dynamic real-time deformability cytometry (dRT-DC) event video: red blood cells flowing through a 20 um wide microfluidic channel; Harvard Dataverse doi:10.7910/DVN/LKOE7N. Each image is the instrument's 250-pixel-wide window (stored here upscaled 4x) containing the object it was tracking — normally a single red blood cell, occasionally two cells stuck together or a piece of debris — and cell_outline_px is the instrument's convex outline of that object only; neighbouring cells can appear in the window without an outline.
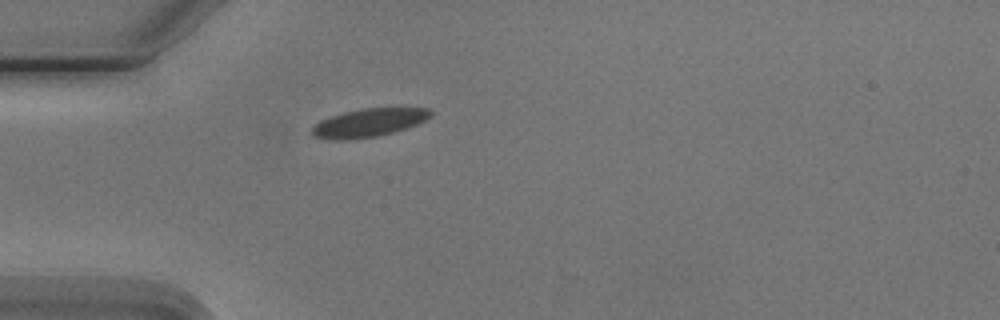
{"species": "Egyptian fruit bat (a non-hibernating species)", "species_latin": "Rousettus aegyptiacus", "temperature_condition": "cold", "stored_images_in_passage": 1, "camera_frame_rate_fps": 3000, "um_per_image_px": 0.085, "animal": {"sex": "male"}, "frame": {"image": 1, "passage_image": 1, "time_ms": 0.0, "image_size_px": [1000, 320], "cell_outline_px": [[432, 116], [416, 124], [392, 132], [376, 136], [344, 140], [332, 140], [312, 136], [312, 128], [320, 120], [344, 112], [364, 108], [428, 108], [432, 112]], "centroid_in_image_um": [31.32, 10.43], "position_along_channel_um": 53.7, "area_um2": 19.25}}